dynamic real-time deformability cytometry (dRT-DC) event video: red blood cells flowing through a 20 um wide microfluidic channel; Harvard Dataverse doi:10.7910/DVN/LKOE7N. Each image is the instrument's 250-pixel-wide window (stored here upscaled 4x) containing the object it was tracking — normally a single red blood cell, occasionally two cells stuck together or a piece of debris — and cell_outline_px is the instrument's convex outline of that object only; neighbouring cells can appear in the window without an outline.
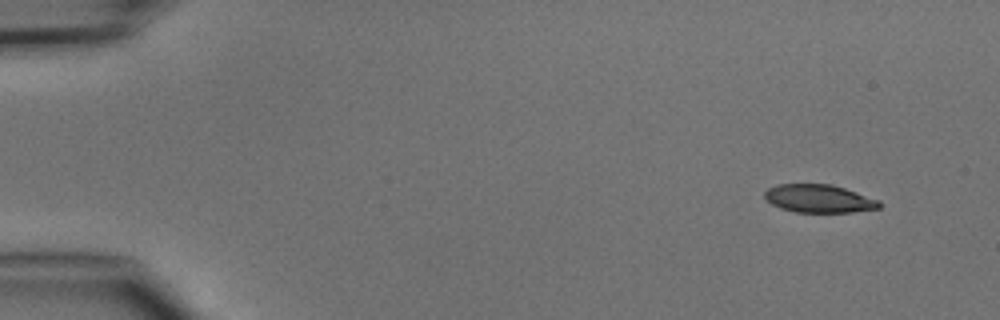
{"species": "common noctule bat (a hibernating species)", "species_latin": "Nyctalus noctula", "temperature_condition": "cold", "stored_images_in_passage": 4, "camera_frame_rate_fps": 3000, "um_per_image_px": 0.085, "animal": {"sex": "male", "body_mass_g": 15.6}, "frame": {"image": 1, "passage_image": 1, "time_ms": 0.0, "image_size_px": [1000, 320], "cell_outline_px": [[880, 208], [852, 212], [796, 212], [780, 208], [772, 204], [764, 196], [764, 192], [768, 188], [776, 184], [832, 184], [880, 200]], "centroid_in_image_um": [69.61, 16.88], "position_along_channel_um": 15.4, "area_um2": 18.73}}
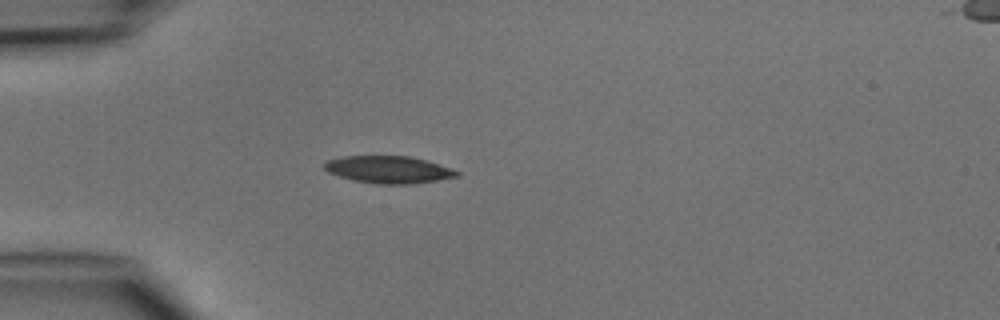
{"frame": {"image": 2, "passage_image": 4, "time_ms": 3.333, "image_size_px": [1000, 320], "cell_outline_px": [[460, 176], [412, 184], [376, 184], [356, 180], [340, 176], [328, 172], [324, 168], [324, 164], [328, 160], [340, 156], [408, 156], [424, 160], [460, 172]], "centroid_in_image_um": [33.0, 14.41], "position_along_channel_um": 52.0, "area_um2": 20.69}}